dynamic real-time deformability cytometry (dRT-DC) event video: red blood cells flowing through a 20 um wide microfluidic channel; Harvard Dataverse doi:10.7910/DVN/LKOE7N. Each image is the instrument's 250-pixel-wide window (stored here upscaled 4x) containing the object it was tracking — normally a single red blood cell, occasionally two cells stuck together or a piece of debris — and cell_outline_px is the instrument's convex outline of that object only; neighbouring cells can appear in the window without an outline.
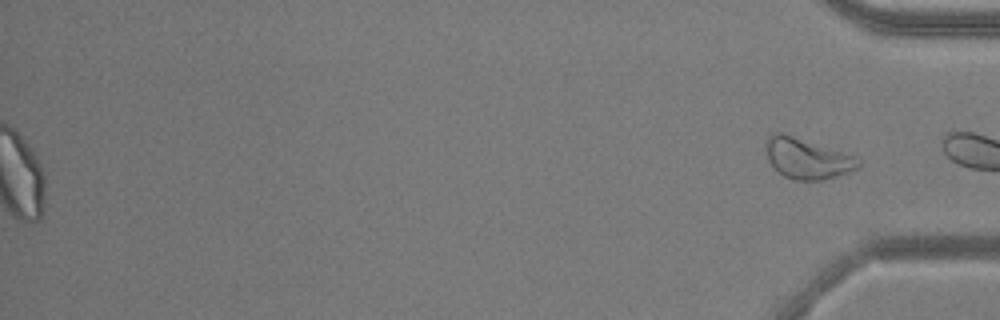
{"species": "common noctule bat (a hibernating species)", "species_latin": "Nyctalus noctula", "temperature_condition": "warm", "stored_images_in_passage": 51, "segment_of_instrument_passage": [2, 2], "camera_frame_rate_fps": 3000, "um_per_image_px": 0.085, "animal": {"sex": "male", "body_mass_g": 20.5, "forearm_length_mm": 52.5}, "frame": {"image": 1, "passage_image": 51, "time_ms": 16.667, "image_size_px": [1000, 320], "cell_outline_px": [[860, 168], [824, 180], [792, 180], [784, 176], [768, 160], [764, 148], [764, 140], [772, 132], [784, 132], [852, 156], [860, 160]], "centroid_in_image_um": [68.54, 13.45], "position_along_channel_um": 366.7, "area_um2": 21.85}}